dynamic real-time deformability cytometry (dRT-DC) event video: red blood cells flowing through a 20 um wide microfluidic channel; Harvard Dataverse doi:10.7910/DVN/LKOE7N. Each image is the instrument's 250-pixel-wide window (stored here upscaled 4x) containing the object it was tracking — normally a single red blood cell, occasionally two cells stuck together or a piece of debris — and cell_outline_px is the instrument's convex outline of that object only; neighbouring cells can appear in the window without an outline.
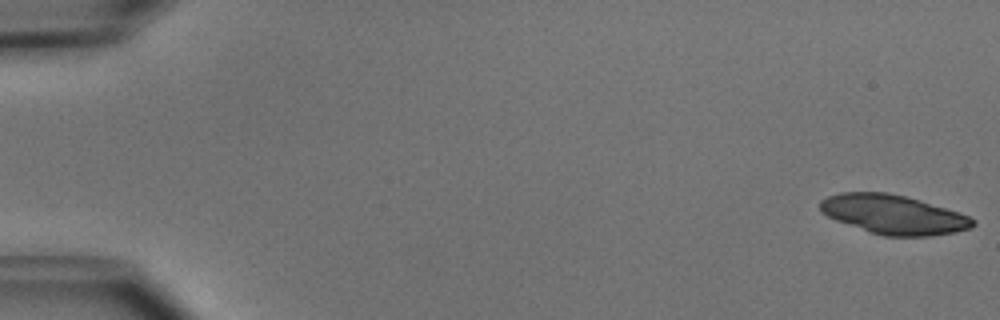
{"species": "common noctule bat (a hibernating species)", "species_latin": "Nyctalus noctula", "temperature_condition": "cold", "stored_images_in_passage": 50, "camera_frame_rate_fps": 3000, "um_per_image_px": 0.085, "animal": {"sex": "male", "body_mass_g": 15.6}, "frame": {"image": 1, "passage_image": 1, "time_ms": 0.0, "image_size_px": [1000, 320], "cell_outline_px": [[976, 224], [968, 228], [956, 232], [928, 236], [884, 236], [836, 220], [820, 212], [820, 200], [828, 196], [840, 192], [888, 192], [920, 200], [968, 216], [976, 220]], "centroid_in_image_um": [75.92, 18.22], "position_along_channel_um": 9.1, "area_um2": 34.51}, "authors_computed_cell_mechanics": {"area_um2": 22.8888, "velocity_mm_per_s": 3.9802, "shape_relaxation_time_tau1_ms": 5.3613, "shape_relaxation_time_tau2_ms": null, "deformation_change_tau1": 0.1366, "deformation_change_tau2": null}}